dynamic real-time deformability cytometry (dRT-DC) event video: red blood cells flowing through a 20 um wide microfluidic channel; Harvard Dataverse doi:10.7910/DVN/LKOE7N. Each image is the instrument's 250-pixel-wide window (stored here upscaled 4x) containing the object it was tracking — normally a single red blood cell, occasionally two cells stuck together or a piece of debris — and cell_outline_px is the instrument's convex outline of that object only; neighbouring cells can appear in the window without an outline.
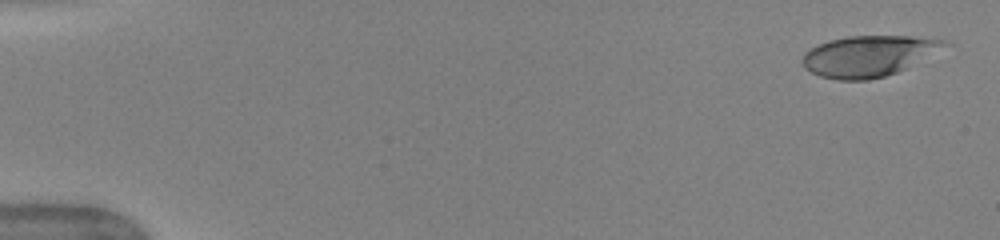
{"species": "human", "species_latin": "Homo sapiens", "temperature_condition": "warm", "stored_images_in_passage": 33, "camera_frame_rate_fps": 3000, "um_per_image_px": 0.085, "donor": {"sex": "female"}, "frame": {"image": 1, "passage_image": 1, "time_ms": 0.0, "image_size_px": [1000, 240], "cell_outline_px": [[952, 44], [908, 68], [884, 76], [868, 80], [840, 80], [820, 76], [804, 68], [804, 52], [828, 40], [848, 36], [912, 36], [944, 40]], "centroid_in_image_um": [73.87, 4.75], "position_along_channel_um": 11.1, "area_um2": 33.76}}
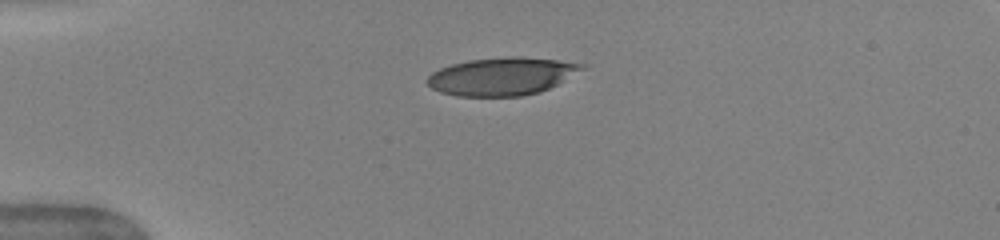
{"frame": {"image": 2, "passage_image": 12, "time_ms": 3.667, "image_size_px": [1000, 240], "cell_outline_px": [[588, 68], [540, 92], [520, 96], [456, 96], [440, 92], [432, 88], [428, 84], [428, 76], [432, 72], [440, 68], [452, 64], [468, 60], [508, 56], [516, 56], [556, 60], [588, 64]], "centroid_in_image_um": [42.69, 6.48], "position_along_channel_um": 42.3, "area_um2": 34.1}}